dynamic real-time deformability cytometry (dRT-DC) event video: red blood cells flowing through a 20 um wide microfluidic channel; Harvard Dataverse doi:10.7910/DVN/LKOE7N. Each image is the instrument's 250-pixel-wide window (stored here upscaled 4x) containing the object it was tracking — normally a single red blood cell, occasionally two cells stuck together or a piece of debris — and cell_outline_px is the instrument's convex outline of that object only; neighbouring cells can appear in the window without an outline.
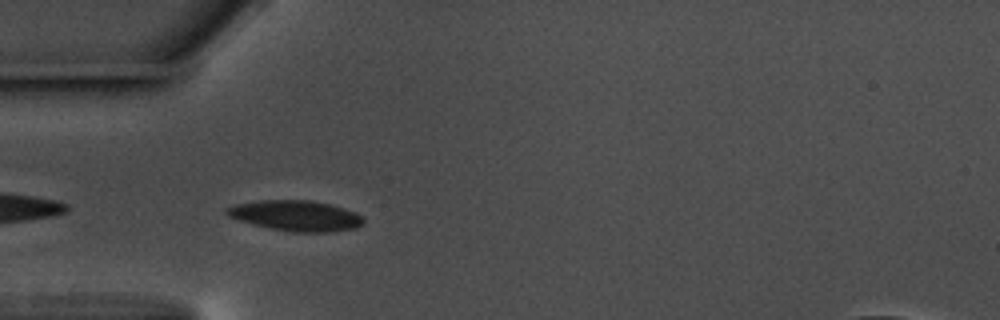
{"species": "common noctule bat (a hibernating species)", "species_latin": "Nyctalus noctula", "temperature_condition": "warm", "stored_images_in_passage": 22, "camera_frame_rate_fps": 3000, "um_per_image_px": 0.085, "animal": {"sex": "male", "body_mass_g": 17.5, "forearm_length_mm": 52.3}, "frame": {"image": 1, "passage_image": 2, "time_ms": 0.333, "image_size_px": [1000, 320], "cell_outline_px": [[364, 224], [356, 228], [332, 232], [292, 232], [252, 224], [228, 216], [224, 212], [224, 208], [236, 204], [260, 200], [308, 200], [328, 204], [356, 212], [364, 216]], "centroid_in_image_um": [25.16, 18.34], "position_along_channel_um": 59.8, "area_um2": 24.33}}
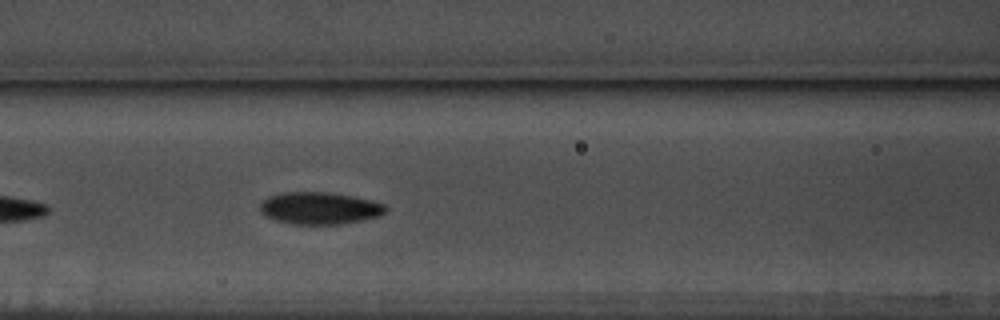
{"frame": {"image": 2, "passage_image": 9, "time_ms": 2.667, "image_size_px": [1000, 320], "cell_outline_px": [[388, 208], [380, 216], [340, 224], [292, 224], [276, 220], [264, 216], [260, 212], [260, 204], [268, 196], [284, 192], [328, 192], [352, 196], [384, 204]], "centroid_in_image_um": [27.13, 17.69], "position_along_channel_um": 139.5, "area_um2": 23.41}}
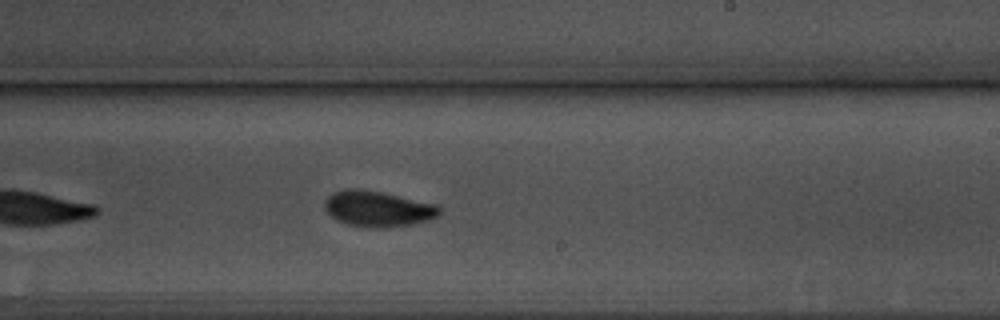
{"frame": {"image": 3, "passage_image": 19, "time_ms": 6.0, "image_size_px": [1000, 320], "cell_outline_px": [[440, 212], [436, 216], [428, 220], [408, 224], [384, 228], [368, 228], [348, 224], [336, 220], [324, 208], [324, 200], [332, 192], [344, 188], [356, 188], [380, 192], [440, 204]], "centroid_in_image_um": [32.09, 17.73], "position_along_channel_um": 256.9, "area_um2": 23.99}}